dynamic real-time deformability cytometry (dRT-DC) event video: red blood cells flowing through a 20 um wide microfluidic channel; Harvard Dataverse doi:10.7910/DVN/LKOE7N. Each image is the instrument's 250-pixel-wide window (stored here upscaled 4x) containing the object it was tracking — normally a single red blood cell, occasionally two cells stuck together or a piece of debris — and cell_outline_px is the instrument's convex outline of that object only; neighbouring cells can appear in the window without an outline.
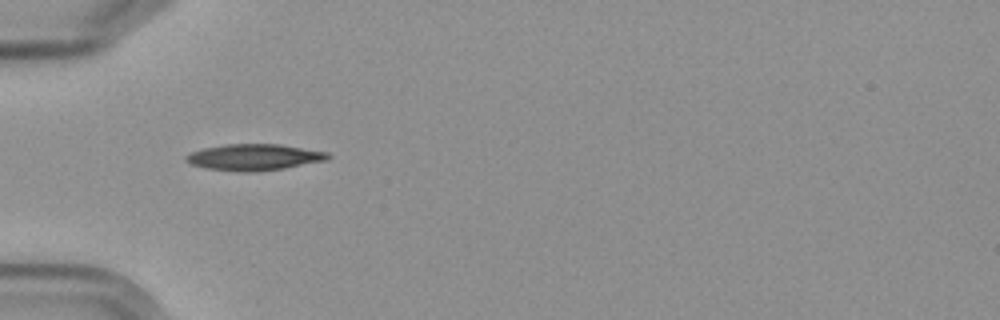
{"species": "Egyptian fruit bat (a non-hibernating species)", "species_latin": "Rousettus aegyptiacus", "temperature_condition": "cold", "stored_images_in_passage": 2, "camera_frame_rate_fps": 3000, "um_per_image_px": 0.085, "frame": {"image": 1, "passage_image": 1, "time_ms": 0.0, "image_size_px": [1000, 320], "cell_outline_px": [[332, 156], [328, 160], [284, 168], [256, 172], [236, 172], [208, 168], [192, 164], [184, 160], [184, 156], [192, 152], [204, 148], [228, 144], [280, 144], [328, 152]], "centroid_in_image_um": [21.63, 13.36], "position_along_channel_um": 63.4, "area_um2": 21.79}}
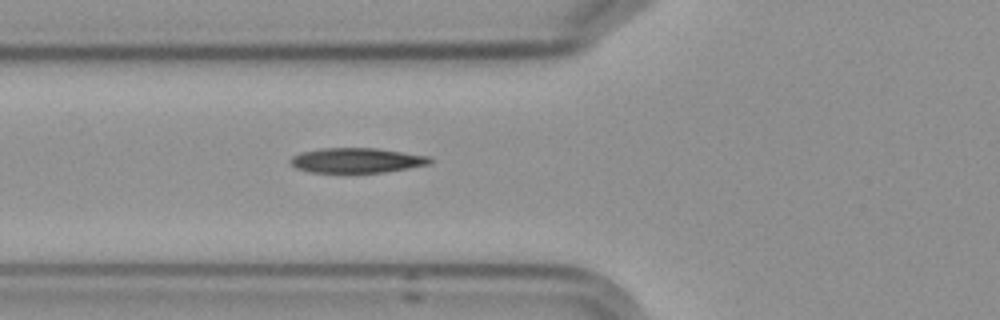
{"frame": {"image": 2, "passage_image": 2, "time_ms": 1.0, "image_size_px": [1000, 320], "cell_outline_px": [[432, 164], [384, 172], [308, 172], [296, 168], [292, 164], [292, 156], [300, 152], [324, 148], [376, 148], [432, 156]], "centroid_in_image_um": [30.38, 13.62], "position_along_channel_um": 95.4, "area_um2": 20.23}}